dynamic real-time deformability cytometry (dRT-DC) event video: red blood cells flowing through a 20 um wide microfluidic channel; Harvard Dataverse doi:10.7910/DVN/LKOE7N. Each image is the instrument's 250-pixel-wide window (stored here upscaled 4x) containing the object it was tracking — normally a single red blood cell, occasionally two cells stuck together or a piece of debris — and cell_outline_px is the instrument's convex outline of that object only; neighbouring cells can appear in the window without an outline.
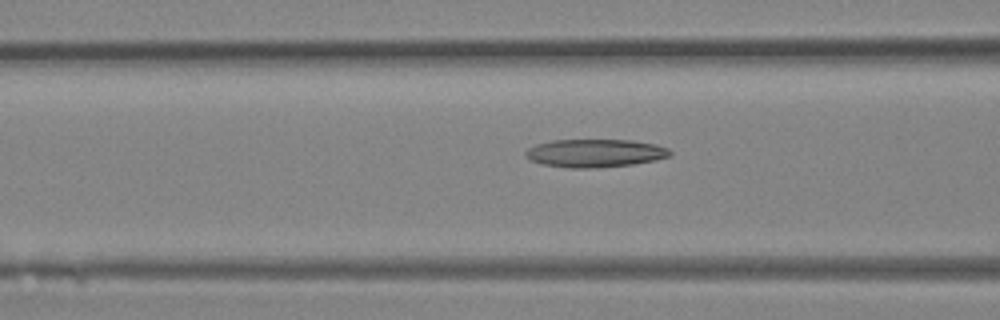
{"species": "Egyptian fruit bat (a non-hibernating species)", "species_latin": "Rousettus aegyptiacus", "temperature_condition": "room temperature", "stored_images_in_passage": 6, "camera_frame_rate_fps": 3000, "um_per_image_px": 0.085, "animal": {"sex": "female"}, "frame": {"image": 1, "passage_image": 6, "time_ms": 5.667, "image_size_px": [1000, 320], "cell_outline_px": [[672, 156], [656, 160], [632, 164], [600, 168], [568, 168], [540, 164], [528, 160], [524, 156], [524, 152], [528, 148], [536, 144], [552, 140], [632, 140], [656, 144], [668, 148], [672, 152]], "centroid_in_image_um": [50.56, 13.02], "position_along_channel_um": 116.0, "area_um2": 24.04}}